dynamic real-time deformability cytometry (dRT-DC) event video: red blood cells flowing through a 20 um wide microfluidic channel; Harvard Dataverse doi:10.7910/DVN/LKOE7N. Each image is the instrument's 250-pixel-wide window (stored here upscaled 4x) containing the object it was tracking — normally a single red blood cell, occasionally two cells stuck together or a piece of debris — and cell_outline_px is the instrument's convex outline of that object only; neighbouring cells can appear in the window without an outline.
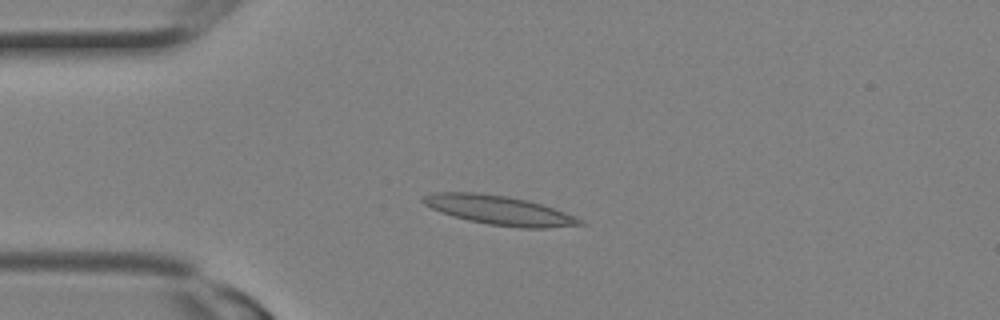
{"species": "Egyptian fruit bat (a non-hibernating species)", "species_latin": "Rousettus aegyptiacus", "temperature_condition": "room temperature", "stored_images_in_passage": 2, "camera_frame_rate_fps": 3000, "um_per_image_px": 0.085, "animal": {"sex": "female"}, "frame": {"image": 1, "passage_image": 2, "time_ms": 0.333, "image_size_px": [1000, 320], "cell_outline_px": [[584, 224], [548, 228], [520, 228], [488, 224], [468, 220], [452, 216], [440, 212], [424, 204], [420, 200], [424, 196], [432, 192], [476, 192], [508, 196], [528, 200], [576, 216], [584, 220]], "centroid_in_image_um": [42.42, 17.87], "position_along_channel_um": 42.6, "area_um2": 26.7}}